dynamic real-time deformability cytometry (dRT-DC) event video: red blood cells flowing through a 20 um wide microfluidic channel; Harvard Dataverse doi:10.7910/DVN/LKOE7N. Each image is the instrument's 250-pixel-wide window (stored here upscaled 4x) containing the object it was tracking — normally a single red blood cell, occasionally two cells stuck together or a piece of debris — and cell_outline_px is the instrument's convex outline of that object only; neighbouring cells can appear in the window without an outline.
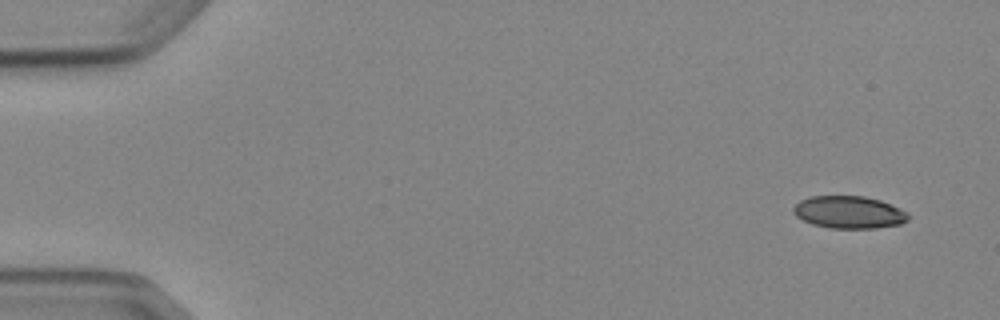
{"species": "Egyptian fruit bat (a non-hibernating species)", "species_latin": "Rousettus aegyptiacus", "temperature_condition": "cold", "stored_images_in_passage": 4, "camera_frame_rate_fps": 3000, "um_per_image_px": 0.085, "animal": {"sex": "female"}, "frame": {"image": 1, "passage_image": 1, "time_ms": 0.0, "image_size_px": [1000, 320], "cell_outline_px": [[908, 220], [900, 224], [876, 228], [832, 228], [812, 224], [796, 216], [792, 212], [792, 208], [800, 200], [812, 196], [864, 196], [880, 200], [900, 208], [908, 212]], "centroid_in_image_um": [72.16, 18.04], "position_along_channel_um": 12.8, "area_um2": 21.68}}
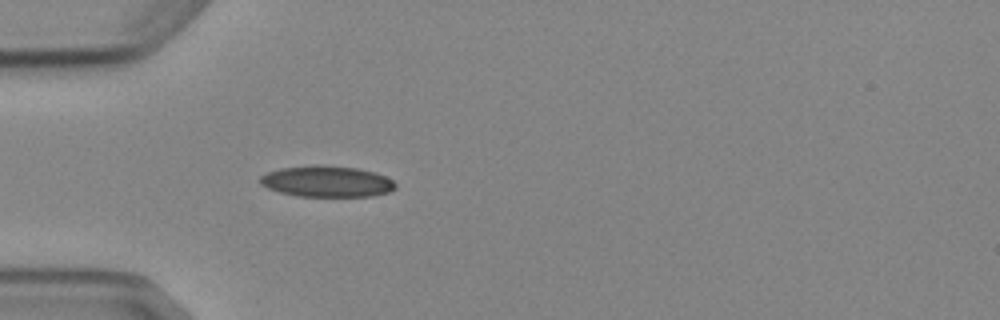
{"frame": {"image": 2, "passage_image": 4, "time_ms": 4.333, "image_size_px": [1000, 320], "cell_outline_px": [[396, 188], [388, 192], [372, 196], [300, 196], [280, 192], [268, 188], [260, 184], [260, 176], [268, 172], [280, 168], [316, 164], [320, 164], [356, 168], [376, 172], [392, 180], [396, 184]], "centroid_in_image_um": [27.78, 15.41], "position_along_channel_um": 57.2, "area_um2": 24.57}}